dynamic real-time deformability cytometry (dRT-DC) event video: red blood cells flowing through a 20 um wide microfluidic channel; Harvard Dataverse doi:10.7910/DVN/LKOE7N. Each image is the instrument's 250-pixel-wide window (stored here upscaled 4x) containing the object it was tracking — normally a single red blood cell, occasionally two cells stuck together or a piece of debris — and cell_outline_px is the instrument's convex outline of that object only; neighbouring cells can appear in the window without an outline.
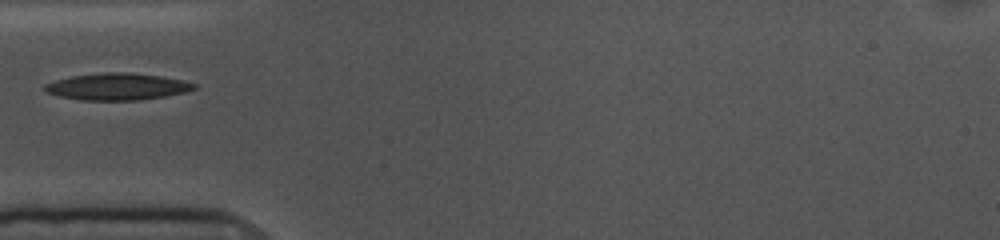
{"species": "common noctule bat (a hibernating species)", "species_latin": "Nyctalus noctula", "temperature_condition": "cold", "stored_images_in_passage": 10, "camera_frame_rate_fps": 3000, "um_per_image_px": 0.085, "animal": {"sex": "female", "body_mass_g": 10.0, "forearm_length_mm": 53.1}, "frame": {"image": 1, "passage_image": 1, "time_ms": 0.0, "image_size_px": [1000, 240], "cell_outline_px": [[196, 88], [184, 92], [164, 96], [140, 100], [80, 100], [60, 96], [48, 92], [44, 88], [44, 84], [56, 80], [72, 76], [108, 72], [124, 72], [160, 76], [184, 80], [196, 84]], "centroid_in_image_um": [9.97, 7.36], "position_along_channel_um": 75.0, "area_um2": 23.06}}
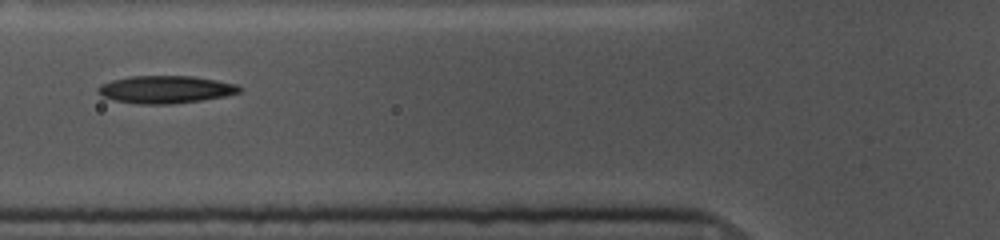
{"frame": {"image": 2, "passage_image": 4, "time_ms": 1.0, "image_size_px": [1000, 240], "cell_outline_px": [[244, 88], [240, 92], [224, 96], [200, 100], [168, 104], [136, 104], [116, 100], [100, 96], [96, 92], [96, 88], [100, 84], [112, 80], [132, 76], [192, 76], [216, 80], [236, 84]], "centroid_in_image_um": [14.03, 7.6], "position_along_channel_um": 111.8, "area_um2": 22.72}}
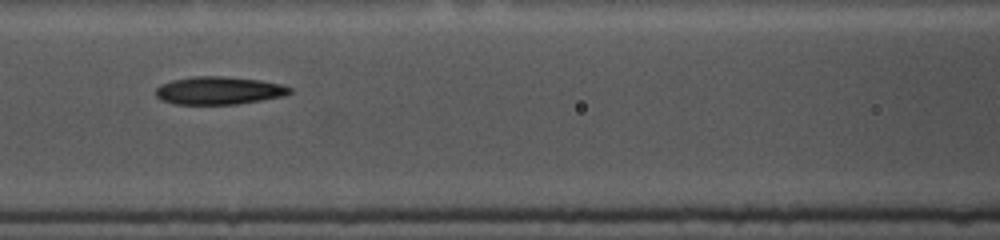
{"frame": {"image": 3, "passage_image": 7, "time_ms": 2.0, "image_size_px": [1000, 240], "cell_outline_px": [[292, 92], [284, 96], [236, 104], [176, 104], [160, 100], [156, 96], [156, 88], [160, 84], [172, 80], [192, 76], [224, 76], [260, 80], [284, 84], [292, 88]], "centroid_in_image_um": [18.61, 7.69], "position_along_channel_um": 148.0, "area_um2": 21.91}}